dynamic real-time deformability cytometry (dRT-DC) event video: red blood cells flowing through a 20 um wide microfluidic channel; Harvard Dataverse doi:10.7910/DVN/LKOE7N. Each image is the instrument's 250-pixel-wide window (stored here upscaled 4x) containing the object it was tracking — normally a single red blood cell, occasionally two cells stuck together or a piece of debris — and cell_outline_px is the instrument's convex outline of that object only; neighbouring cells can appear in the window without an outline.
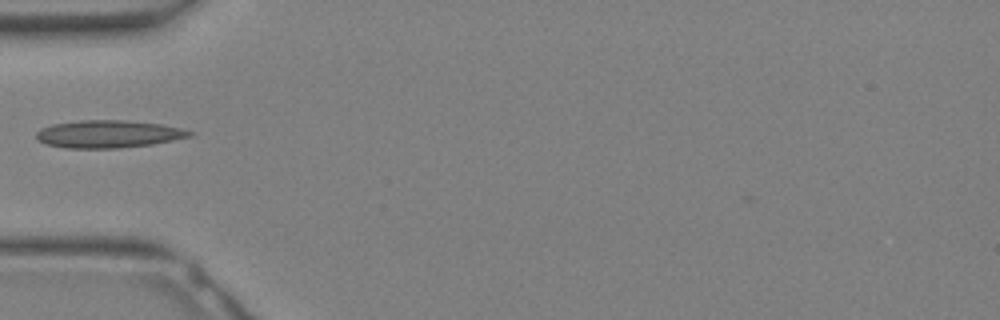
{"species": "Egyptian fruit bat (a non-hibernating species)", "species_latin": "Rousettus aegyptiacus", "temperature_condition": "warm", "stored_images_in_passage": 11, "camera_frame_rate_fps": 3000, "um_per_image_px": 0.085, "animal": {"sex": "female"}, "frame": {"image": 1, "passage_image": 10, "time_ms": 3.0, "image_size_px": [1000, 320], "cell_outline_px": [[196, 132], [192, 136], [152, 144], [120, 148], [68, 148], [48, 144], [36, 140], [36, 132], [40, 128], [52, 124], [80, 120], [124, 120], [160, 124], [180, 128]], "centroid_in_image_um": [9.2, 11.39], "position_along_channel_um": 75.8, "area_um2": 24.62}}